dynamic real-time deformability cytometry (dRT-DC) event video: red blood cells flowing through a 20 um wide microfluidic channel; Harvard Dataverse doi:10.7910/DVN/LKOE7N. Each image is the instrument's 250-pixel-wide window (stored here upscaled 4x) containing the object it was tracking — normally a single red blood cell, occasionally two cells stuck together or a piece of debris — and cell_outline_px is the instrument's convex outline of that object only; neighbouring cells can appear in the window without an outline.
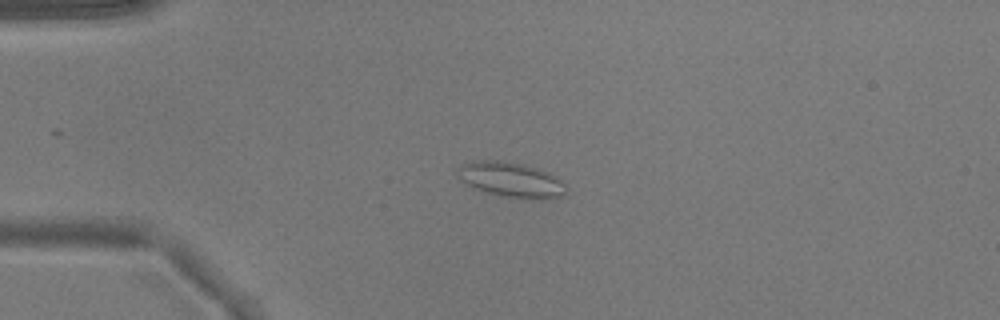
{"species": "common noctule bat (a hibernating species)", "species_latin": "Nyctalus noctula", "temperature_condition": "warm", "stored_images_in_passage": 39, "camera_frame_rate_fps": 3000, "um_per_image_px": 0.085, "animal": {"sex": "male", "body_mass_g": 17.9}, "frame": {"image": 1, "passage_image": 10, "time_ms": 3.0, "image_size_px": [1000, 320], "cell_outline_px": [[568, 188], [564, 196], [544, 200], [532, 200], [500, 196], [484, 192], [460, 180], [456, 176], [456, 168], [460, 164], [476, 160], [504, 160], [524, 164], [536, 168], [556, 176]], "centroid_in_image_um": [43.43, 15.29], "position_along_channel_um": 41.6, "area_um2": 22.77}}
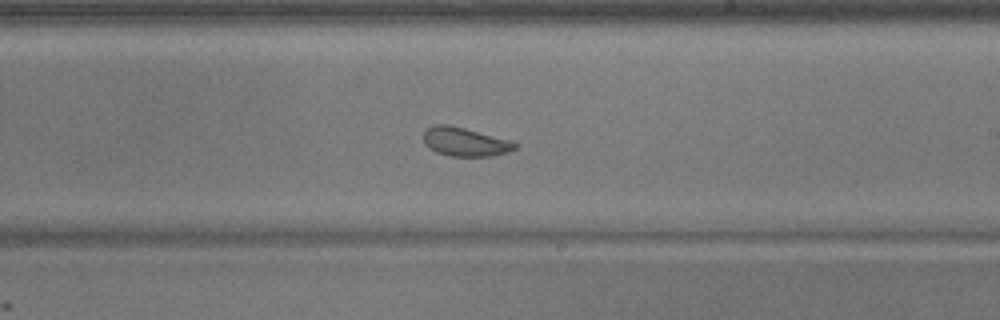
{"frame": {"image": 2, "passage_image": 28, "time_ms": 9.0, "image_size_px": [1000, 320], "cell_outline_px": [[516, 148], [508, 152], [488, 156], [448, 156], [436, 152], [428, 148], [424, 144], [424, 128], [436, 124], [448, 124], [464, 128], [508, 140], [516, 144]], "centroid_in_image_um": [39.44, 12.05], "position_along_channel_um": 249.6, "area_um2": 15.2}}
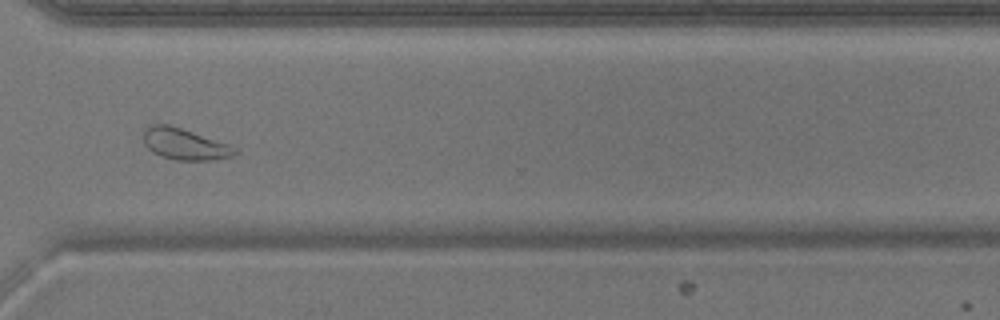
{"frame": {"image": 3, "passage_image": 36, "time_ms": 11.667, "image_size_px": [1000, 320], "cell_outline_px": [[240, 152], [232, 156], [212, 160], [176, 160], [160, 156], [152, 152], [144, 144], [144, 132], [148, 124], [168, 124], [228, 144], [236, 148]], "centroid_in_image_um": [15.68, 12.26], "position_along_channel_um": 354.9, "area_um2": 16.59}}